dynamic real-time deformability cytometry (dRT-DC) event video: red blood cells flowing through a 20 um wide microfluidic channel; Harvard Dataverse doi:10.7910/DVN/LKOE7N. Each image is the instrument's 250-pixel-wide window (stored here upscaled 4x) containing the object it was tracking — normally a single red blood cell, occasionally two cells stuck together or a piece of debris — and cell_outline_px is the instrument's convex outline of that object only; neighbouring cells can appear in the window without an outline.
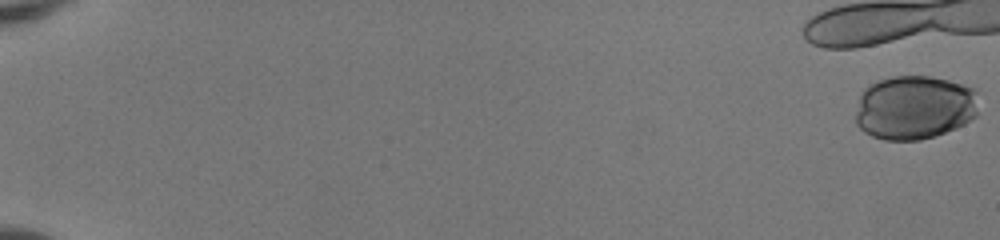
{"species": "human", "species_latin": "Homo sapiens", "temperature_condition": "room temperature", "stored_images_in_passage": 11, "camera_frame_rate_fps": 3000, "um_per_image_px": 0.085, "donor": {"sex": "female"}, "frame": {"image": 1, "passage_image": 1, "time_ms": 0.0, "image_size_px": [1000, 240], "cell_outline_px": [[976, 116], [972, 120], [956, 128], [936, 136], [920, 140], [884, 140], [872, 136], [864, 132], [856, 124], [856, 112], [860, 92], [864, 88], [880, 80], [892, 76], [932, 76], [948, 80], [972, 88], [976, 92]], "centroid_in_image_um": [77.7, 9.14], "position_along_channel_um": 7.3, "area_um2": 46.12}}